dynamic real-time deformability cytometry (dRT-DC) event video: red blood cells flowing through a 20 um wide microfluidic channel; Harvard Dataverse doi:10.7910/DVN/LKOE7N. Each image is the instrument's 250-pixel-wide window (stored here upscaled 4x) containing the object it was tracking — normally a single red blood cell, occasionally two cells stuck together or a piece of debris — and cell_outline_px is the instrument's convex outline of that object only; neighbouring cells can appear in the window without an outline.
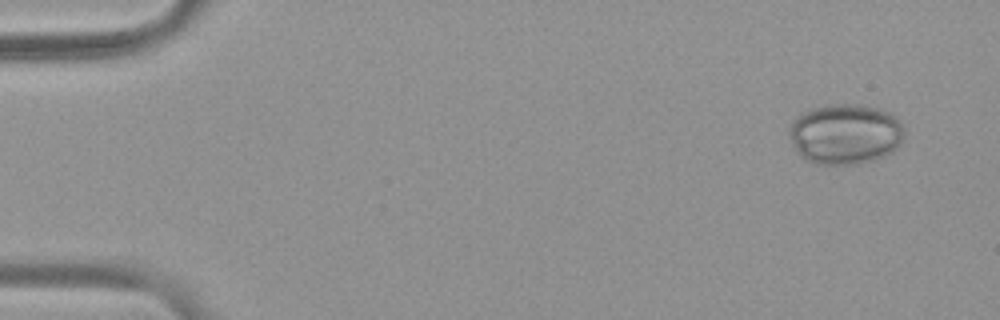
{"species": "common noctule bat (a hibernating species)", "species_latin": "Nyctalus noctula", "temperature_condition": "warm", "stored_images_in_passage": 7, "camera_frame_rate_fps": 3000, "um_per_image_px": 0.085, "animal": {"sex": "female", "body_mass_g": 19.9}, "frame": {"image": 1, "passage_image": 1, "time_ms": 0.0, "image_size_px": [1000, 320], "cell_outline_px": [[904, 136], [900, 144], [892, 152], [876, 160], [860, 164], [816, 164], [804, 160], [800, 156], [792, 144], [788, 132], [788, 128], [796, 116], [812, 108], [828, 104], [860, 104], [880, 108], [892, 112], [900, 120], [904, 128]], "centroid_in_image_um": [71.86, 11.39], "position_along_channel_um": 13.1, "area_um2": 41.33}}
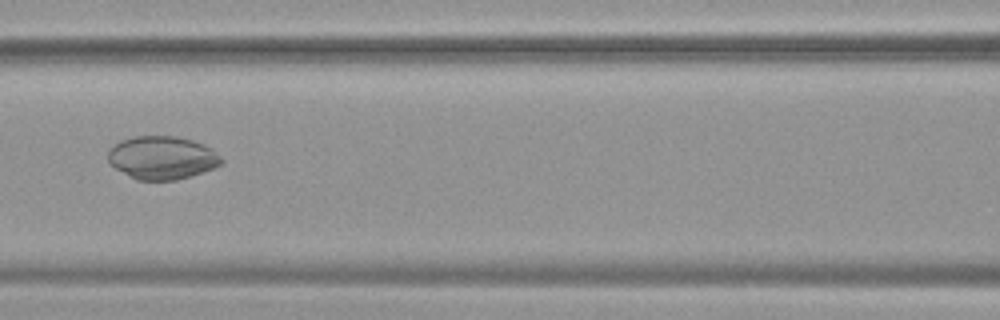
{"frame": {"image": 2, "passage_image": 7, "time_ms": 2.0, "image_size_px": [1000, 320], "cell_outline_px": [[224, 160], [220, 164], [212, 168], [176, 180], [136, 180], [116, 168], [108, 160], [108, 152], [120, 140], [132, 136], [176, 136], [192, 140], [204, 144], [212, 148]], "centroid_in_image_um": [13.78, 13.39], "position_along_channel_um": 152.8, "area_um2": 28.26}}